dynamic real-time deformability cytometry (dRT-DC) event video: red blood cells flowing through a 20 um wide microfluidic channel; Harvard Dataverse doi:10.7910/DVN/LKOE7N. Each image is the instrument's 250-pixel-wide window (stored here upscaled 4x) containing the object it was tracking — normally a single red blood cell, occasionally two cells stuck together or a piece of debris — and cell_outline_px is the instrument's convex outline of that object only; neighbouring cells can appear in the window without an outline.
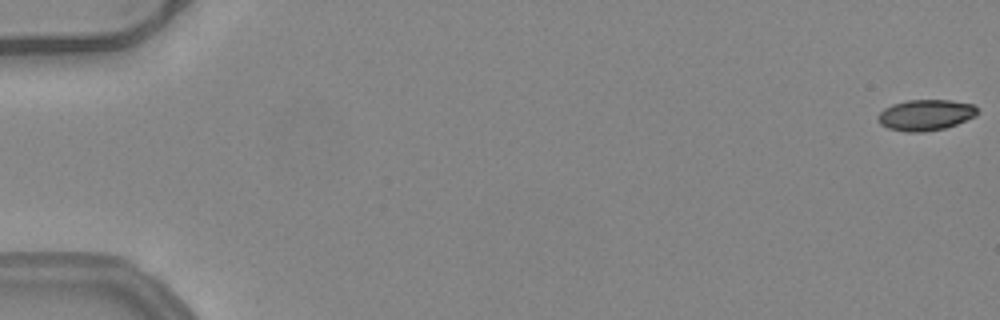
{"species": "common noctule bat (a hibernating species)", "species_latin": "Nyctalus noctula", "temperature_condition": "warm", "stored_images_in_passage": 53, "camera_frame_rate_fps": 3000, "um_per_image_px": 0.085, "animal": {"sex": "female", "body_mass_g": 24.6, "forearm_length_mm": 56.2}, "frame": {"image": 1, "passage_image": 1, "time_ms": 0.0, "image_size_px": [1000, 320], "cell_outline_px": [[976, 116], [956, 124], [944, 128], [924, 132], [908, 132], [888, 128], [880, 124], [876, 120], [876, 116], [884, 108], [892, 104], [908, 100], [952, 100], [972, 104], [976, 108]], "centroid_in_image_um": [78.63, 9.77], "position_along_channel_um": 6.4, "area_um2": 17.92}}
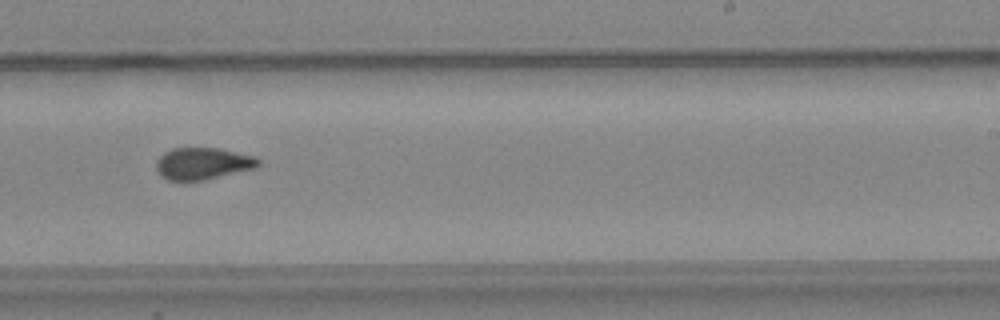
{"frame": {"image": 2, "passage_image": 34, "time_ms": 11.0, "image_size_px": [1000, 320], "cell_outline_px": [[260, 164], [256, 168], [204, 180], [184, 184], [168, 180], [156, 172], [156, 160], [164, 152], [172, 148], [220, 148], [256, 156], [260, 160]], "centroid_in_image_um": [17.21, 13.93], "position_along_channel_um": 271.8, "area_um2": 19.65}}
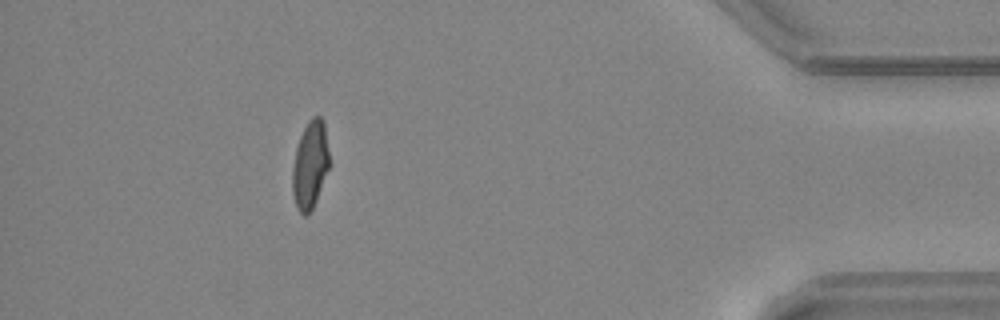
{"frame": {"image": 3, "passage_image": 48, "time_ms": 15.667, "image_size_px": [1000, 320], "cell_outline_px": [[328, 168], [316, 200], [308, 216], [304, 216], [296, 208], [292, 192], [292, 168], [296, 148], [300, 136], [308, 120], [312, 116], [320, 116], [324, 120], [328, 152]], "centroid_in_image_um": [26.33, 14.01], "position_along_channel_um": 408.9, "area_um2": 18.73}, "authors_computed_cell_mechanics": {"area_um2": 19.3052, "velocity_mm_per_s": 4.018, "shape_relaxation_time_tau1_ms": null, "shape_relaxation_time_tau2_ms": 1.734, "deformation_change_tau1": null, "deformation_change_tau2": 0.0663}}